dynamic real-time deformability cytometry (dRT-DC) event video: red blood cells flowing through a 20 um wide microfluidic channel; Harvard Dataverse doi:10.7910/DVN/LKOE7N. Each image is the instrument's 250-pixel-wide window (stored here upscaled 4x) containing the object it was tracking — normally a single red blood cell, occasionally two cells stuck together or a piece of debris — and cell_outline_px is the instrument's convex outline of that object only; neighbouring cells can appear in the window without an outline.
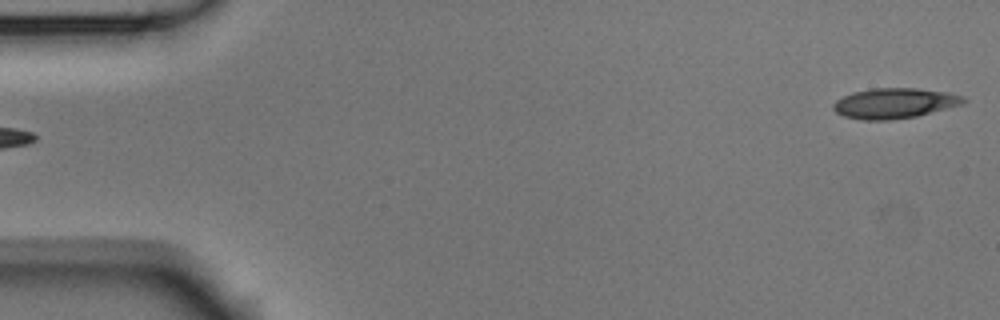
{"species": "Egyptian fruit bat (a non-hibernating species)", "species_latin": "Rousettus aegyptiacus", "temperature_condition": "room temperature", "stored_images_in_passage": 6, "segment_of_instrument_passage": [2, 2], "camera_frame_rate_fps": 3000, "um_per_image_px": 0.085, "animal": {"sex": "male"}, "frame": {"image": 1, "passage_image": 6, "time_ms": 1.667, "image_size_px": [1000, 320], "cell_outline_px": [[968, 100], [964, 104], [916, 116], [888, 120], [860, 120], [844, 116], [836, 112], [832, 108], [832, 104], [836, 100], [852, 92], [872, 88], [920, 88], [948, 92], [964, 96]], "centroid_in_image_um": [76.05, 8.77], "position_along_channel_um": 9.0, "area_um2": 23.18}}